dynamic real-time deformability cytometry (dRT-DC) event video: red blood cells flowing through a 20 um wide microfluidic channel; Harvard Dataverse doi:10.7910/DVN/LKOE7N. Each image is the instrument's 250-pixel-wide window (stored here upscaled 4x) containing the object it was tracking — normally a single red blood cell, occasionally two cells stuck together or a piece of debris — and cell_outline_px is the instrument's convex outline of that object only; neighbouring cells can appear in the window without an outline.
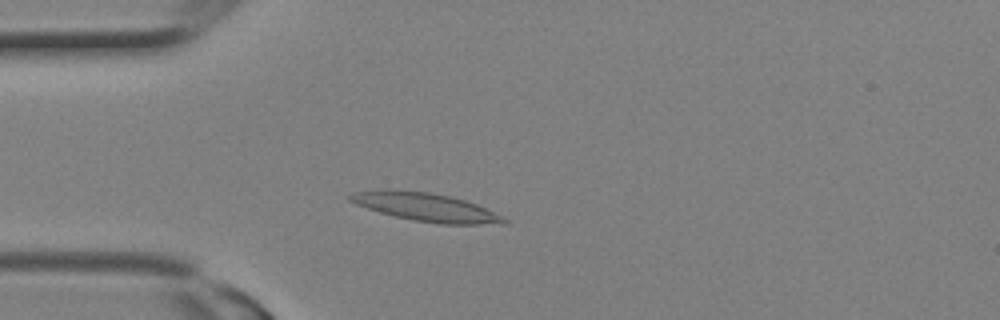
{"species": "Egyptian fruit bat (a non-hibernating species)", "species_latin": "Rousettus aegyptiacus", "temperature_condition": "room temperature", "stored_images_in_passage": 2, "camera_frame_rate_fps": 3000, "um_per_image_px": 0.085, "animal": {"sex": "female"}, "frame": {"image": 1, "passage_image": 2, "time_ms": 0.333, "image_size_px": [1000, 320], "cell_outline_px": [[508, 224], [440, 224], [412, 220], [380, 212], [356, 204], [348, 200], [348, 196], [352, 192], [384, 188], [388, 188], [428, 192], [448, 196], [464, 200], [476, 204], [508, 220]], "centroid_in_image_um": [36.13, 17.59], "position_along_channel_um": 48.9, "area_um2": 25.32}}